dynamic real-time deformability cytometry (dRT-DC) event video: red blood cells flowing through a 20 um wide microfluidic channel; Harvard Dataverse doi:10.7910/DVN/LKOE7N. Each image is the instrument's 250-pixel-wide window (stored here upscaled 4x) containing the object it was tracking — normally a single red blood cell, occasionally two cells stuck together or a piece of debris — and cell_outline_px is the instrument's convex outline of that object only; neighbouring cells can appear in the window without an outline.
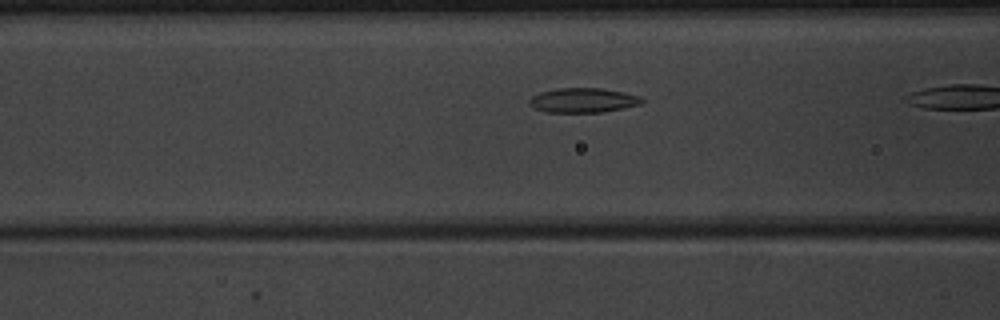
{"species": "common noctule bat (a hibernating species)", "species_latin": "Nyctalus noctula", "temperature_condition": "warm", "stored_images_in_passage": 8, "camera_frame_rate_fps": 3000, "um_per_image_px": 0.085, "animal": {"sex": "male", "body_mass_g": 20.1, "forearm_length_mm": 53.5}, "frame": {"image": 1, "passage_image": 7, "time_ms": 2.0, "image_size_px": [1000, 320], "cell_outline_px": [[644, 100], [640, 104], [624, 108], [604, 112], [548, 112], [536, 108], [528, 100], [532, 96], [540, 92], [556, 88], [604, 88], [624, 92], [640, 96]], "centroid_in_image_um": [49.6, 8.51], "position_along_channel_um": 117.0, "area_um2": 16.07}}